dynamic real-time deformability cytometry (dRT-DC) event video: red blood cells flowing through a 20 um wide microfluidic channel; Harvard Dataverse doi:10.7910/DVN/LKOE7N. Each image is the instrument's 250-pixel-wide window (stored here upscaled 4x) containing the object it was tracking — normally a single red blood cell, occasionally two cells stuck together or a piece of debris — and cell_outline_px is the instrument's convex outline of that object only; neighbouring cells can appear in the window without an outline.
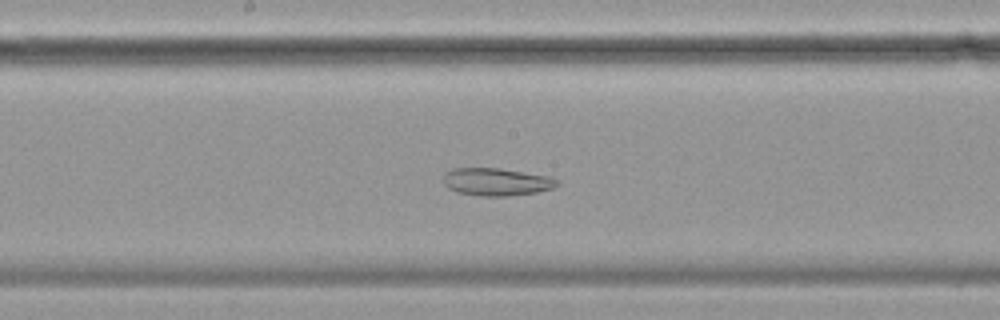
{"species": "common noctule bat (a hibernating species)", "species_latin": "Nyctalus noctula", "temperature_condition": "cold", "stored_images_in_passage": 57, "camera_frame_rate_fps": 3000, "um_per_image_px": 0.085, "animal": {"sex": "female", "body_mass_g": 19.9}, "frame": {"image": 1, "passage_image": 29, "time_ms": 9.333, "image_size_px": [1000, 320], "cell_outline_px": [[560, 184], [552, 188], [536, 192], [508, 196], [480, 196], [456, 192], [448, 188], [444, 184], [444, 172], [452, 168], [496, 168], [552, 176], [560, 180]], "centroid_in_image_um": [42.21, 15.45], "position_along_channel_um": 206.0, "area_um2": 18.5}}
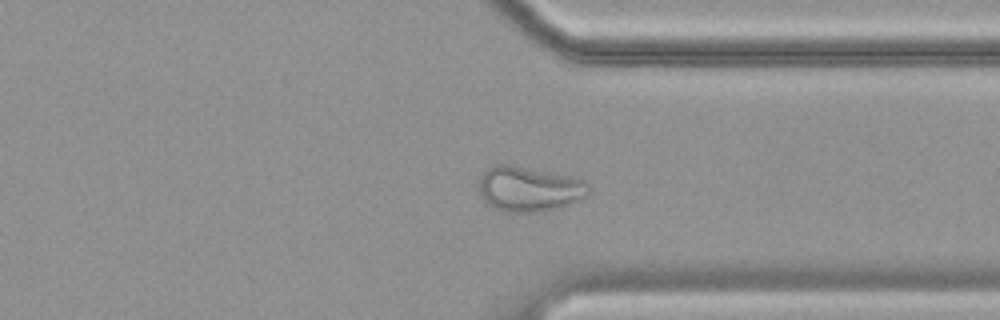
{"frame": {"image": 2, "passage_image": 43, "time_ms": 14.0, "image_size_px": [1000, 320], "cell_outline_px": [[588, 196], [568, 204], [556, 208], [536, 212], [504, 212], [488, 204], [484, 200], [476, 188], [480, 176], [488, 168], [496, 164], [508, 164], [584, 180], [588, 184]], "centroid_in_image_um": [44.9, 16.07], "position_along_channel_um": 366.5, "area_um2": 28.5}}
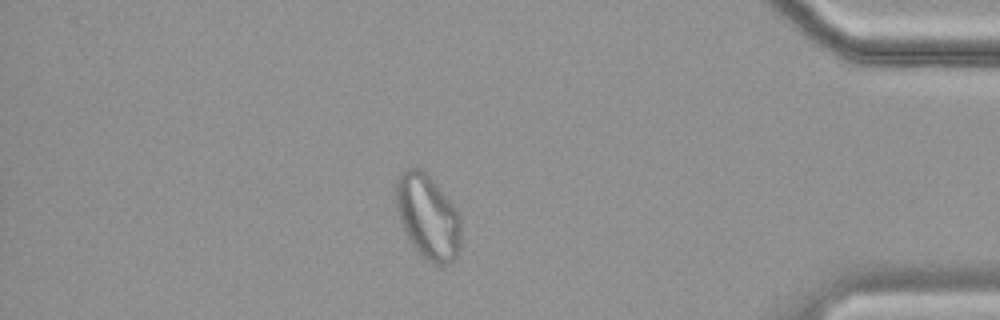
{"frame": {"image": 3, "passage_image": 49, "time_ms": 16.0, "image_size_px": [1000, 320], "cell_outline_px": [[460, 248], [456, 256], [448, 264], [432, 264], [420, 256], [404, 232], [396, 208], [396, 184], [400, 176], [408, 168], [420, 168], [428, 176], [456, 208], [460, 216]], "centroid_in_image_um": [36.36, 18.48], "position_along_channel_um": 398.8, "area_um2": 31.67}, "authors_computed_cell_mechanics": {"area_um2": 27.455, "velocity_mm_per_s": 3.442, "shape_relaxation_time_tau1_ms": null, "shape_relaxation_time_tau2_ms": 3.4191, "deformation_change_tau1": null, "deformation_change_tau2": 0.0832}}